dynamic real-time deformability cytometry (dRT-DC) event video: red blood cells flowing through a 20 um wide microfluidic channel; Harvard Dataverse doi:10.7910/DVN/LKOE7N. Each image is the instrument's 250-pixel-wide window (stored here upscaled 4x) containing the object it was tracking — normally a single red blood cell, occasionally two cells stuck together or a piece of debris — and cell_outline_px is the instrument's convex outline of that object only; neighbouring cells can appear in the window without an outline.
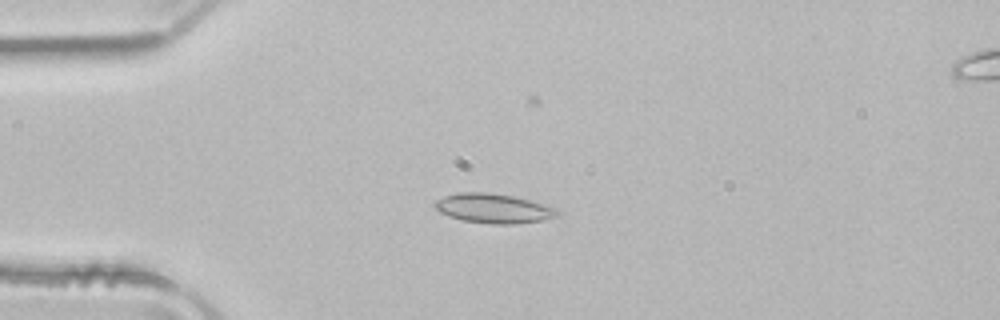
{"species": "common noctule bat (a hibernating species)", "species_latin": "Nyctalus noctula", "temperature_condition": "room temperature", "stored_images_in_passage": 57, "camera_frame_rate_fps": 3000, "um_per_image_px": 0.085, "animal": {"sex": "male", "body_mass_g": 21.5, "forearm_length_mm": 52.0}, "frame": {"image": 1, "passage_image": 17, "time_ms": 5.333, "image_size_px": [1000, 320], "cell_outline_px": [[564, 212], [560, 216], [544, 220], [516, 224], [492, 224], [464, 220], [448, 216], [440, 212], [432, 204], [436, 200], [444, 196], [456, 192], [488, 192], [512, 196], [528, 200], [556, 208]], "centroid_in_image_um": [41.98, 17.71], "position_along_channel_um": 43.0, "area_um2": 21.21}}
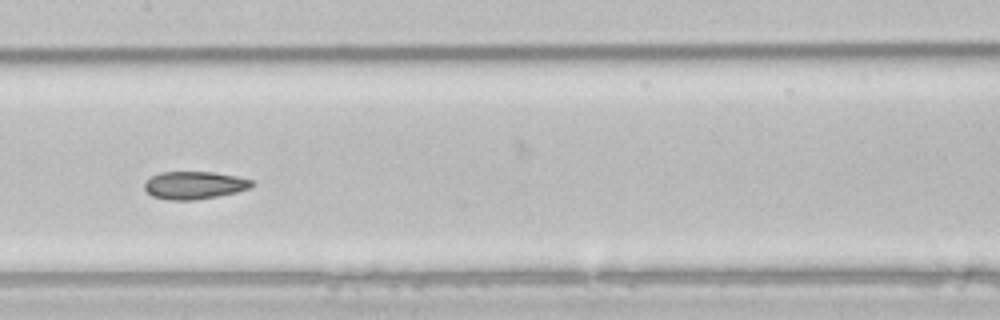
{"frame": {"image": 2, "passage_image": 30, "time_ms": 9.667, "image_size_px": [1000, 320], "cell_outline_px": [[256, 184], [248, 188], [236, 192], [196, 200], [168, 200], [152, 196], [144, 188], [144, 184], [152, 176], [160, 172], [212, 172], [236, 176], [252, 180]], "centroid_in_image_um": [16.52, 15.74], "position_along_channel_um": 190.9, "area_um2": 17.22}}
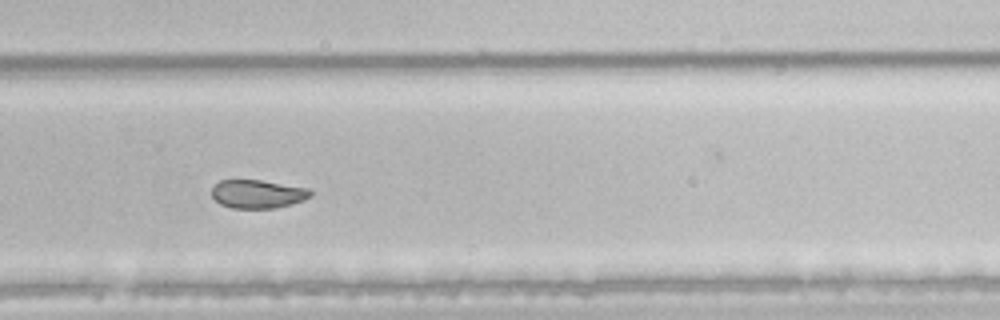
{"frame": {"image": 3, "passage_image": 39, "time_ms": 12.667, "image_size_px": [1000, 320], "cell_outline_px": [[312, 196], [304, 200], [292, 204], [276, 208], [232, 208], [220, 204], [212, 196], [212, 184], [220, 180], [260, 180], [308, 188], [312, 192]], "centroid_in_image_um": [21.89, 16.49], "position_along_channel_um": 307.9, "area_um2": 16.47}, "authors_computed_cell_mechanics": {"area_um2": 19.074, "velocity_mm_per_s": 3.9345, "shape_relaxation_time_tau1_ms": null, "shape_relaxation_time_tau2_ms": 1.6746, "deformation_change_tau1": null, "deformation_change_tau2": 0.0435}}